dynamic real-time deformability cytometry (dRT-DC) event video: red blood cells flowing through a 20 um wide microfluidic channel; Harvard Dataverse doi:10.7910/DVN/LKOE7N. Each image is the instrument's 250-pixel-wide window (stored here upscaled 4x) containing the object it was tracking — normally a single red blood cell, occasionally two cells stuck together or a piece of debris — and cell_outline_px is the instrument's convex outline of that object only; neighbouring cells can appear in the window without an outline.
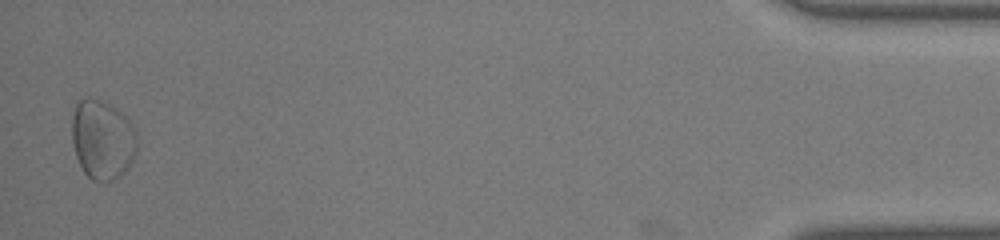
{"species": "common noctule bat (a hibernating species)", "species_latin": "Nyctalus noctula", "temperature_condition": "warm", "stored_images_in_passage": 42, "segment_of_instrument_passage": [2, 2], "camera_frame_rate_fps": 3000, "um_per_image_px": 0.085, "animal": {"sex": "male", "body_mass_g": 19.0, "forearm_length_mm": 50.8}, "frame": {"image": 1, "passage_image": 42, "time_ms": 13.667, "image_size_px": [1000, 240], "cell_outline_px": [[136, 152], [132, 160], [124, 172], [120, 176], [112, 180], [92, 180], [84, 172], [76, 156], [72, 140], [72, 116], [76, 104], [80, 100], [88, 96], [104, 100], [112, 104], [132, 124], [136, 132]], "centroid_in_image_um": [8.7, 11.82], "position_along_channel_um": 426.5, "area_um2": 30.17}}